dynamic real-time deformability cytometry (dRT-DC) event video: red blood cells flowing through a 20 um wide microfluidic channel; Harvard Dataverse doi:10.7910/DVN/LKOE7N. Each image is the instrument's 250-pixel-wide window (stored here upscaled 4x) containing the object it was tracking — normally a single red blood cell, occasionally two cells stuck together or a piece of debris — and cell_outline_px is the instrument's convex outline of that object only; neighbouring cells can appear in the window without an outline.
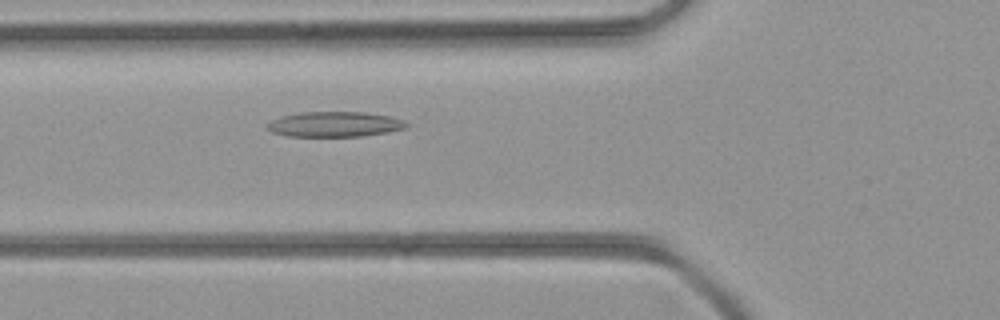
{"species": "common noctule bat (a hibernating species)", "species_latin": "Nyctalus noctula", "temperature_condition": "room temperature", "stored_images_in_passage": 30, "camera_frame_rate_fps": 3000, "um_per_image_px": 0.085, "animal": {"sex": "female", "body_mass_g": 21.9}, "frame": {"image": 1, "passage_image": 3, "time_ms": 0.667, "image_size_px": [1000, 320], "cell_outline_px": [[408, 128], [388, 132], [360, 136], [288, 136], [272, 132], [268, 128], [268, 124], [272, 120], [284, 116], [300, 112], [364, 112], [392, 116], [404, 120], [408, 124]], "centroid_in_image_um": [28.52, 10.56], "position_along_channel_um": 97.3, "area_um2": 20.35}}
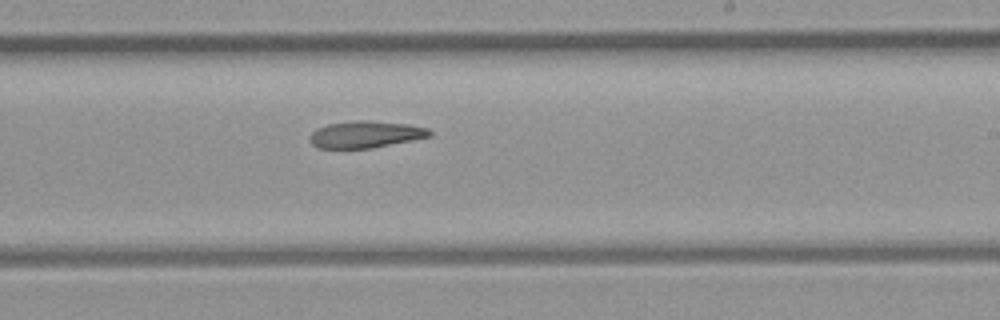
{"frame": {"image": 2, "passage_image": 13, "time_ms": 4.0, "image_size_px": [1000, 320], "cell_outline_px": [[432, 136], [372, 148], [320, 148], [312, 144], [312, 132], [316, 128], [328, 124], [360, 120], [364, 120], [408, 124], [428, 128], [432, 132]], "centroid_in_image_um": [31.11, 11.42], "position_along_channel_um": 257.9, "area_um2": 18.5}}
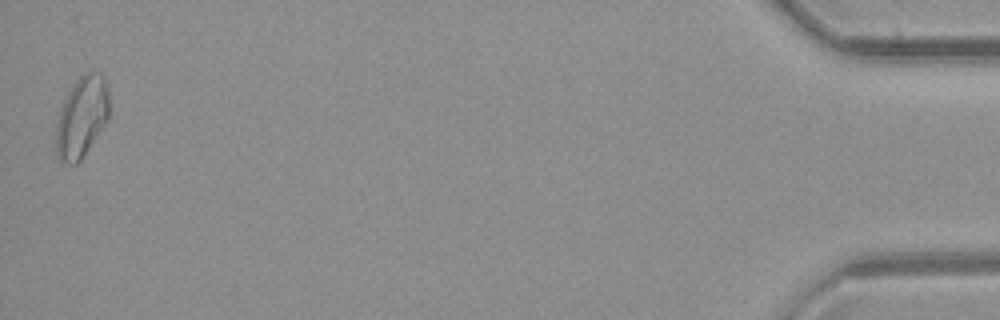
{"frame": {"image": 3, "passage_image": 30, "time_ms": 9.667, "image_size_px": [1000, 320], "cell_outline_px": [[108, 120], [80, 160], [76, 164], [72, 164], [60, 160], [56, 152], [56, 124], [64, 100], [72, 84], [84, 72], [104, 72], [108, 88]], "centroid_in_image_um": [6.96, 9.89], "position_along_channel_um": 428.2, "area_um2": 25.03}}